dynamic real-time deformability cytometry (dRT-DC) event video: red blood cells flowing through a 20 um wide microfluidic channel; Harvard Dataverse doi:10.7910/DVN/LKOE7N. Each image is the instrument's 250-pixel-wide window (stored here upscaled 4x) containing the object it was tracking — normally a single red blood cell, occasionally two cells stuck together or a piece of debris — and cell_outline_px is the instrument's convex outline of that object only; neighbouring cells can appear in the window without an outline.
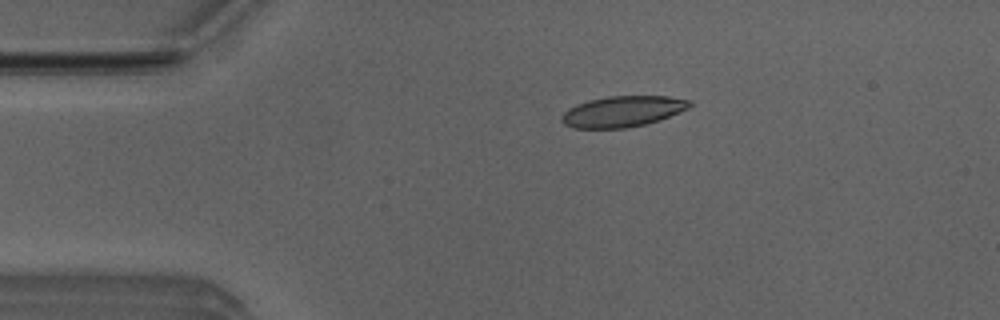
{"species": "Egyptian fruit bat (a non-hibernating species)", "species_latin": "Rousettus aegyptiacus", "temperature_condition": "room temperature", "stored_images_in_passage": 5, "camera_frame_rate_fps": 3000, "um_per_image_px": 0.085, "animal": {"sex": "male"}, "frame": {"image": 1, "passage_image": 3, "time_ms": 0.667, "image_size_px": [1000, 320], "cell_outline_px": [[692, 104], [688, 108], [680, 112], [660, 120], [644, 124], [624, 128], [572, 128], [564, 124], [560, 120], [560, 116], [568, 108], [576, 104], [588, 100], [608, 96], [668, 96], [692, 100]], "centroid_in_image_um": [52.91, 9.47], "position_along_channel_um": 32.1, "area_um2": 23.18}}